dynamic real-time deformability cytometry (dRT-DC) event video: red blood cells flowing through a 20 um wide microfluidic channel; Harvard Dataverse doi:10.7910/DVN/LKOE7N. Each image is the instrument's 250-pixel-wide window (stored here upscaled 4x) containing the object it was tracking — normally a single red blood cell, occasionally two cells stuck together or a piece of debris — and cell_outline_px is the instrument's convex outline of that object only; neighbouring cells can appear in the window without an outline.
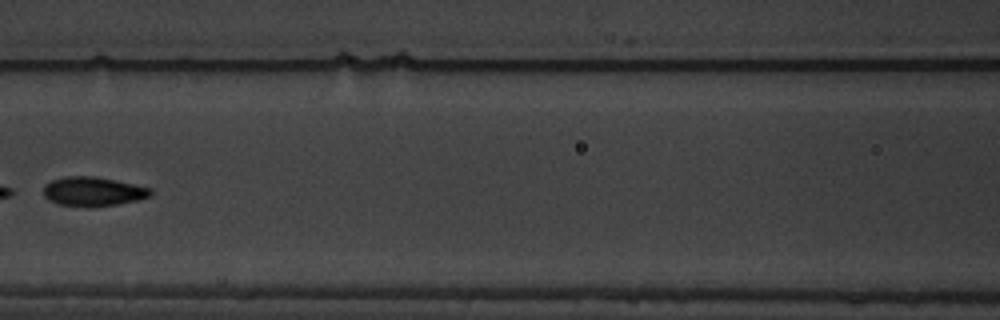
{"species": "common noctule bat (a hibernating species)", "species_latin": "Nyctalus noctula", "temperature_condition": "warm", "stored_images_in_passage": 4, "camera_frame_rate_fps": 3000, "um_per_image_px": 0.085, "animal": {"sex": "male", "body_mass_g": 19.5, "forearm_length_mm": 54.6}, "frame": {"image": 1, "passage_image": 4, "time_ms": 3.667, "image_size_px": [1000, 320], "cell_outline_px": [[152, 192], [148, 196], [136, 200], [116, 204], [60, 204], [48, 200], [44, 196], [44, 184], [52, 180], [64, 176], [96, 176], [116, 180], [152, 188]], "centroid_in_image_um": [7.89, 16.22], "position_along_channel_um": 158.7, "area_um2": 17.51}}